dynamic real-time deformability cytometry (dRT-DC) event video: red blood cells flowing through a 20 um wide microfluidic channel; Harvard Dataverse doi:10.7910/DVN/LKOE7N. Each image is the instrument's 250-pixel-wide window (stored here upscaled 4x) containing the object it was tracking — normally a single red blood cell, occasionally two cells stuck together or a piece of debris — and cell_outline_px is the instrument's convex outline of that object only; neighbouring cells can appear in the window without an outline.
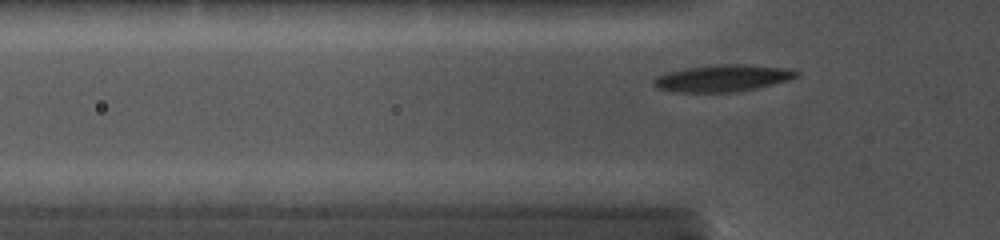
{"species": "common noctule bat (a hibernating species)", "species_latin": "Nyctalus noctula", "temperature_condition": "cold", "stored_images_in_passage": 75, "camera_frame_rate_fps": 5000, "um_per_image_px": 0.085, "animal": {"sex": "female", "body_mass_g": 19.0, "forearm_length_mm": 56.7}, "frame": {"image": 1, "passage_image": 10, "time_ms": 1.6, "image_size_px": [1000, 240], "cell_outline_px": [[800, 72], [796, 76], [788, 80], [756, 88], [732, 92], [672, 92], [656, 88], [652, 84], [652, 80], [656, 76], [668, 72], [708, 64], [744, 64], [788, 68]], "centroid_in_image_um": [61.37, 6.64], "position_along_channel_um": 64.4, "area_um2": 22.43}}
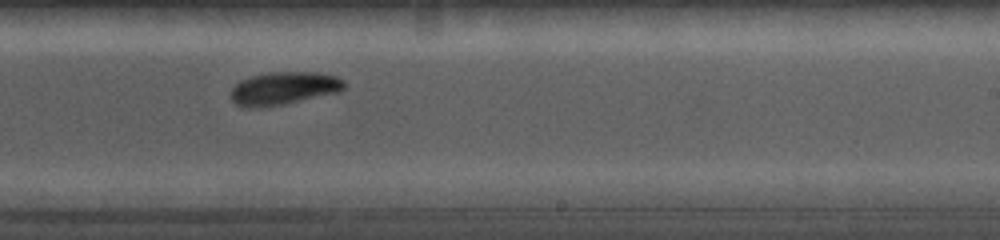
{"frame": {"image": 2, "passage_image": 45, "time_ms": 6.6, "image_size_px": [1000, 240], "cell_outline_px": [[348, 84], [340, 92], [260, 108], [248, 108], [236, 104], [232, 100], [228, 92], [240, 80], [252, 76], [272, 72], [320, 72], [336, 76], [344, 80]], "centroid_in_image_um": [24.12, 7.5], "position_along_channel_um": 264.9, "area_um2": 21.85}}
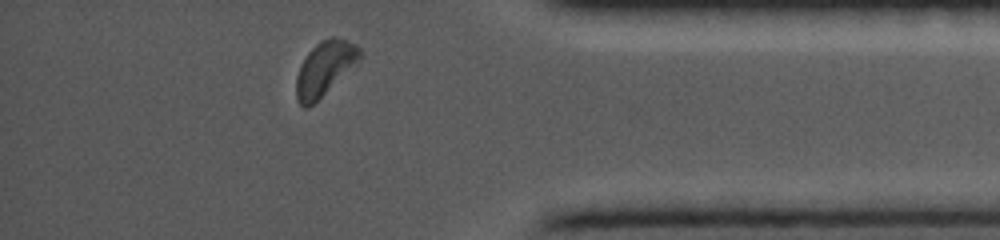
{"frame": {"image": 3, "passage_image": 75, "time_ms": 10.4, "image_size_px": [1000, 240], "cell_outline_px": [[364, 56], [360, 60], [308, 108], [304, 108], [296, 100], [296, 76], [300, 64], [308, 52], [320, 40], [332, 36], [336, 36], [356, 44], [364, 52]], "centroid_in_image_um": [27.61, 5.77], "position_along_channel_um": 407.6, "area_um2": 20.11}}